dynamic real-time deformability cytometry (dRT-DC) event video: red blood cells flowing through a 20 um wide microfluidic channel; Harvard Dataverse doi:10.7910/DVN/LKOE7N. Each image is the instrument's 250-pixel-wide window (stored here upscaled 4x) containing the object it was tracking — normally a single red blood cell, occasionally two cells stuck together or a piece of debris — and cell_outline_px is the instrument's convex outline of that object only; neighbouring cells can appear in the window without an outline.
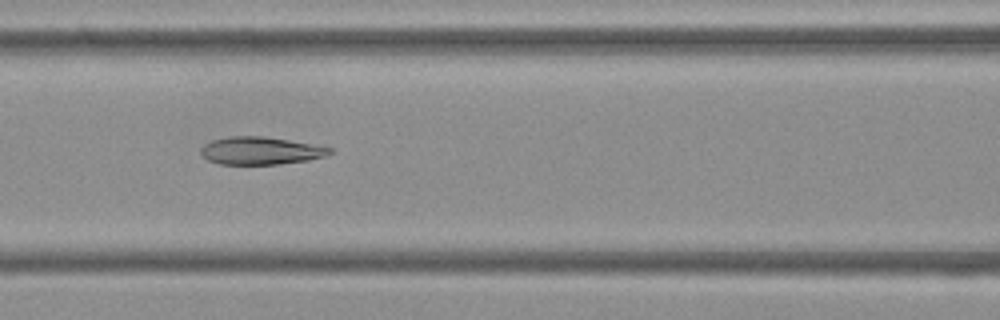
{"species": "Egyptian fruit bat (a non-hibernating species)", "species_latin": "Rousettus aegyptiacus", "temperature_condition": "cold", "stored_images_in_passage": 38, "camera_frame_rate_fps": 3000, "um_per_image_px": 0.085, "frame": {"image": 1, "passage_image": 8, "time_ms": 2.333, "image_size_px": [1000, 320], "cell_outline_px": [[332, 152], [328, 156], [308, 160], [280, 164], [220, 164], [208, 160], [200, 152], [200, 148], [204, 144], [212, 140], [228, 136], [264, 136], [288, 140], [332, 148]], "centroid_in_image_um": [22.14, 12.81], "position_along_channel_um": 144.5, "area_um2": 20.75}}
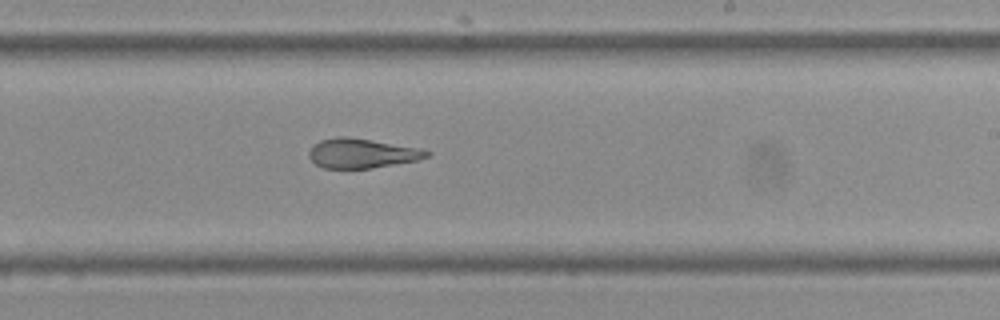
{"frame": {"image": 2, "passage_image": 17, "time_ms": 5.333, "image_size_px": [1000, 320], "cell_outline_px": [[432, 156], [420, 160], [372, 168], [324, 168], [316, 164], [308, 156], [308, 152], [320, 140], [336, 136], [348, 136], [424, 148], [432, 152]], "centroid_in_image_um": [30.85, 13.02], "position_along_channel_um": 258.1, "area_um2": 20.63}}
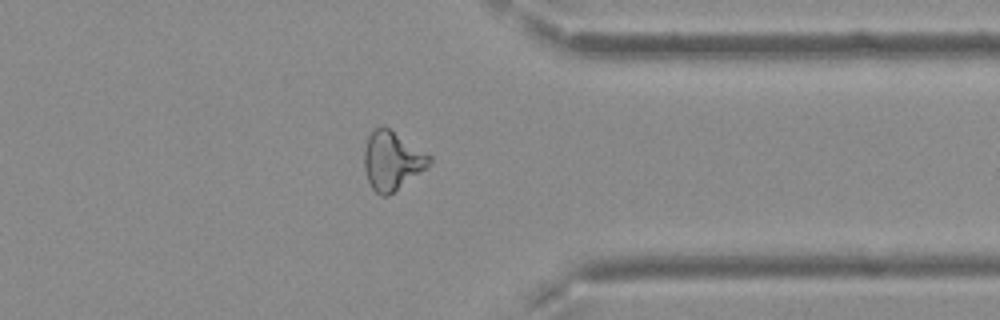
{"frame": {"image": 3, "passage_image": 27, "time_ms": 8.667, "image_size_px": [1000, 320], "cell_outline_px": [[432, 164], [388, 196], [380, 196], [372, 188], [368, 180], [364, 168], [364, 148], [368, 136], [376, 128], [388, 128], [432, 156]], "centroid_in_image_um": [33.33, 13.68], "position_along_channel_um": 378.1, "area_um2": 22.02}, "authors_computed_cell_mechanics": {"area_um2": 21.5883, "velocity_mm_per_s": 3.8088, "shape_relaxation_time_tau1_ms": 9.0859, "shape_relaxation_time_tau2_ms": 3.272, "deformation_change_tau1": 0.1839, "deformation_change_tau2": 0.0965}}